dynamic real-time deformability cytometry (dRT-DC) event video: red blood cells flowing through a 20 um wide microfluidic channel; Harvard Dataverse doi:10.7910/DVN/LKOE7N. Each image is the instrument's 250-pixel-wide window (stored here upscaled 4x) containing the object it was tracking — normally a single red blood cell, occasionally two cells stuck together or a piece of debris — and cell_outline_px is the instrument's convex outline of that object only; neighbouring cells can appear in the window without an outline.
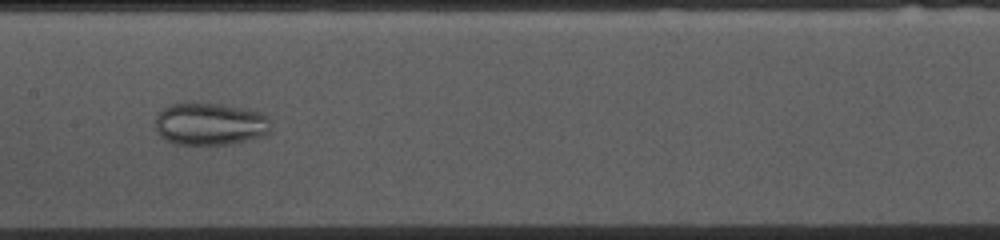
{"species": "common noctule bat (a hibernating species)", "species_latin": "Nyctalus noctula", "temperature_condition": "cold", "stored_images_in_passage": 53, "camera_frame_rate_fps": 3000, "um_per_image_px": 0.085, "animal": {"sex": "female", "body_mass_g": 10.0, "forearm_length_mm": 53.1}, "frame": {"image": 1, "passage_image": 25, "time_ms": 8.0, "image_size_px": [1000, 240], "cell_outline_px": [[272, 132], [268, 136], [232, 144], [180, 144], [164, 140], [156, 132], [156, 116], [164, 108], [172, 104], [192, 100], [248, 108], [260, 112], [268, 116]], "centroid_in_image_um": [17.9, 10.51], "position_along_channel_um": 189.5, "area_um2": 29.54}}
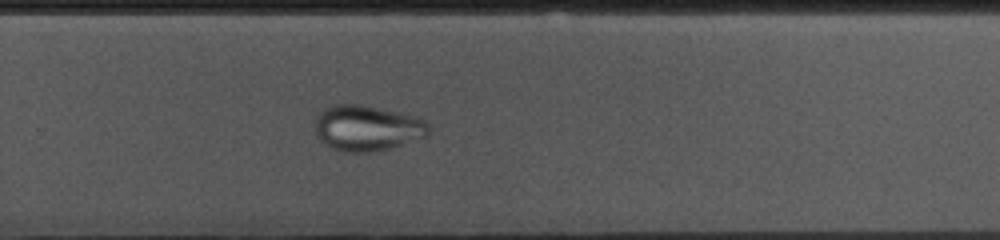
{"frame": {"image": 2, "passage_image": 34, "time_ms": 11.0, "image_size_px": [1000, 240], "cell_outline_px": [[428, 136], [388, 148], [368, 152], [344, 152], [332, 148], [320, 140], [316, 132], [316, 116], [324, 108], [332, 104], [360, 104], [420, 116], [428, 124]], "centroid_in_image_um": [31.21, 10.86], "position_along_channel_um": 298.6, "area_um2": 30.23}}
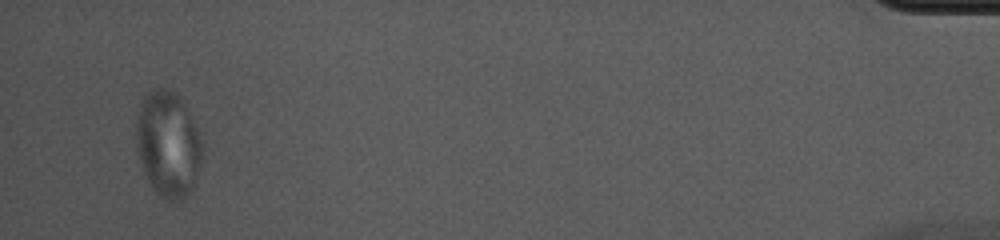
{"frame": {"image": 3, "passage_image": 51, "time_ms": 16.667, "image_size_px": [1000, 240], "cell_outline_px": [[200, 160], [192, 188], [188, 196], [176, 200], [168, 200], [160, 196], [152, 188], [148, 180], [140, 160], [136, 144], [136, 120], [144, 96], [160, 88], [168, 88], [176, 92], [184, 100], [200, 136]], "centroid_in_image_um": [14.27, 12.22], "position_along_channel_um": 420.9, "area_um2": 40.06}}